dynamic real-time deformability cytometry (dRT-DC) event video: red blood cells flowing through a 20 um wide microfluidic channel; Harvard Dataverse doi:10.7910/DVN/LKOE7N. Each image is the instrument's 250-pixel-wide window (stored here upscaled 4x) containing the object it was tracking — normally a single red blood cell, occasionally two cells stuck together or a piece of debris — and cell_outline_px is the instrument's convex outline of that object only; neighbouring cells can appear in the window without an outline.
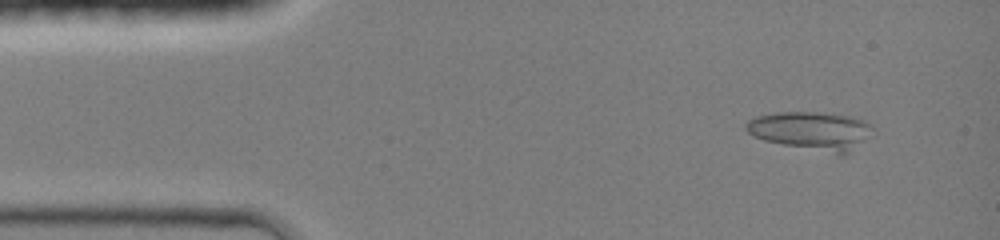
{"species": "common noctule bat (a hibernating species)", "species_latin": "Nyctalus noctula", "temperature_condition": "room temperature", "stored_images_in_passage": 8, "camera_frame_rate_fps": 3000, "um_per_image_px": 0.085, "animal": {"sex": "female", "body_mass_g": 19.0, "forearm_length_mm": 51.5}, "frame": {"image": 1, "passage_image": 4, "time_ms": 1.0, "image_size_px": [1000, 240], "cell_outline_px": [[872, 136], [844, 156], [840, 156], [764, 140], [748, 132], [744, 128], [744, 124], [748, 120], [756, 116], [776, 112], [816, 112], [848, 116], [864, 120], [872, 124]], "centroid_in_image_um": [69.0, 11.13], "position_along_channel_um": 16.0, "area_um2": 28.55}}